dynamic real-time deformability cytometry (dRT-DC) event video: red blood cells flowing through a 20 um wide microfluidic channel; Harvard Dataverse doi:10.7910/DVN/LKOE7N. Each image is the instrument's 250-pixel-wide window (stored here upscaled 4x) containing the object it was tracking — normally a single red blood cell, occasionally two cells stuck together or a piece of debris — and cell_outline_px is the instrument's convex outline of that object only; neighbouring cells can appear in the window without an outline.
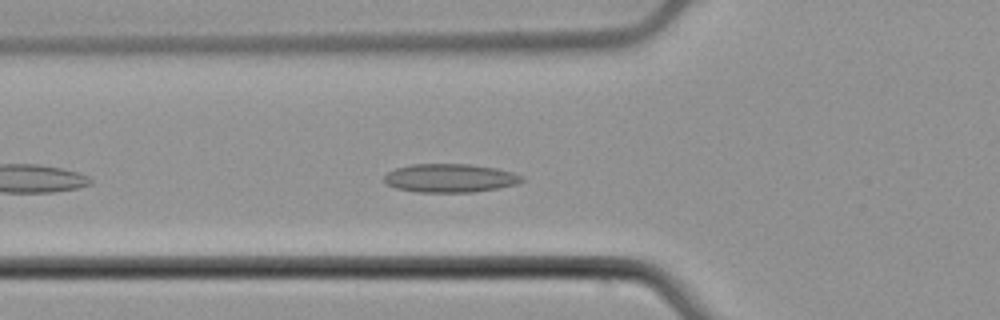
{"species": "common noctule bat (a hibernating species)", "species_latin": "Nyctalus noctula", "temperature_condition": "cold", "stored_images_in_passage": 33, "camera_frame_rate_fps": 3000, "um_per_image_px": 0.085, "animal": {"sex": "male", "body_mass_g": 21.5, "forearm_length_mm": 52.0}, "frame": {"image": 1, "passage_image": 6, "time_ms": 1.667, "image_size_px": [1000, 320], "cell_outline_px": [[524, 180], [516, 184], [476, 192], [416, 192], [396, 188], [388, 184], [384, 180], [384, 176], [388, 172], [396, 168], [412, 164], [468, 164], [496, 168], [512, 172], [524, 176]], "centroid_in_image_um": [38.26, 15.14], "position_along_channel_um": 87.5, "area_um2": 22.83}}
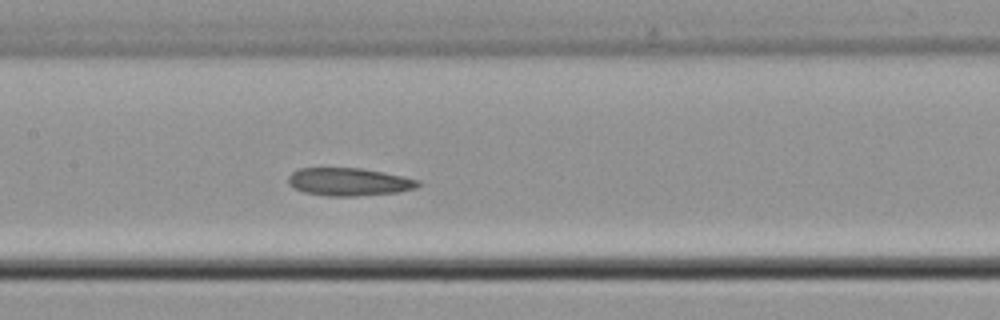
{"frame": {"image": 2, "passage_image": 13, "time_ms": 4.0, "image_size_px": [1000, 320], "cell_outline_px": [[420, 184], [416, 188], [396, 192], [356, 196], [324, 196], [304, 192], [292, 188], [288, 184], [288, 176], [292, 172], [300, 168], [360, 168], [384, 172], [420, 180]], "centroid_in_image_um": [29.62, 15.46], "position_along_channel_um": 177.8, "area_um2": 21.15}}
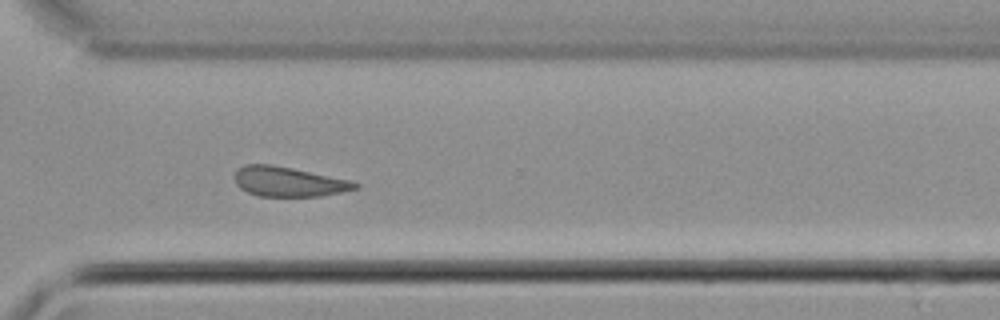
{"frame": {"image": 3, "passage_image": 26, "time_ms": 8.333, "image_size_px": [1000, 320], "cell_outline_px": [[360, 188], [320, 196], [260, 196], [248, 192], [240, 188], [236, 184], [232, 176], [236, 168], [244, 164], [272, 164], [352, 180], [360, 184]], "centroid_in_image_um": [24.5, 15.43], "position_along_channel_um": 346.1, "area_um2": 21.15}}